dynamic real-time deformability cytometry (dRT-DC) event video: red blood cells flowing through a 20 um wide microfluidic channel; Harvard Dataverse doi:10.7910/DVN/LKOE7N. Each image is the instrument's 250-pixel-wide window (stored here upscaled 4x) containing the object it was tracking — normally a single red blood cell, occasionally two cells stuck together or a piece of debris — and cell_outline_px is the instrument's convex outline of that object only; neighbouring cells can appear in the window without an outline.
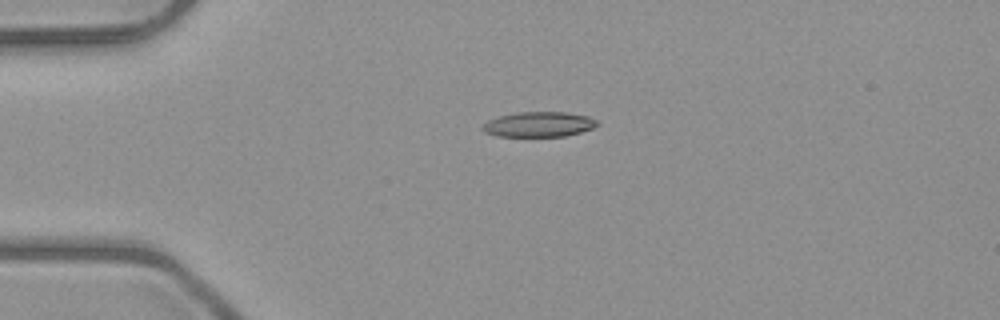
{"species": "common noctule bat (a hibernating species)", "species_latin": "Nyctalus noctula", "temperature_condition": "room temperature", "stored_images_in_passage": 4, "camera_frame_rate_fps": 3000, "um_per_image_px": 0.085, "animal": {"sex": "male", "body_mass_g": 23.1, "forearm_length_mm": 52.7}, "frame": {"image": 1, "passage_image": 4, "time_ms": 3.333, "image_size_px": [1000, 320], "cell_outline_px": [[600, 124], [592, 128], [580, 132], [564, 136], [496, 136], [484, 132], [480, 128], [488, 120], [496, 116], [516, 112], [568, 112], [588, 116], [596, 120]], "centroid_in_image_um": [45.77, 10.56], "position_along_channel_um": 39.2, "area_um2": 16.88}}